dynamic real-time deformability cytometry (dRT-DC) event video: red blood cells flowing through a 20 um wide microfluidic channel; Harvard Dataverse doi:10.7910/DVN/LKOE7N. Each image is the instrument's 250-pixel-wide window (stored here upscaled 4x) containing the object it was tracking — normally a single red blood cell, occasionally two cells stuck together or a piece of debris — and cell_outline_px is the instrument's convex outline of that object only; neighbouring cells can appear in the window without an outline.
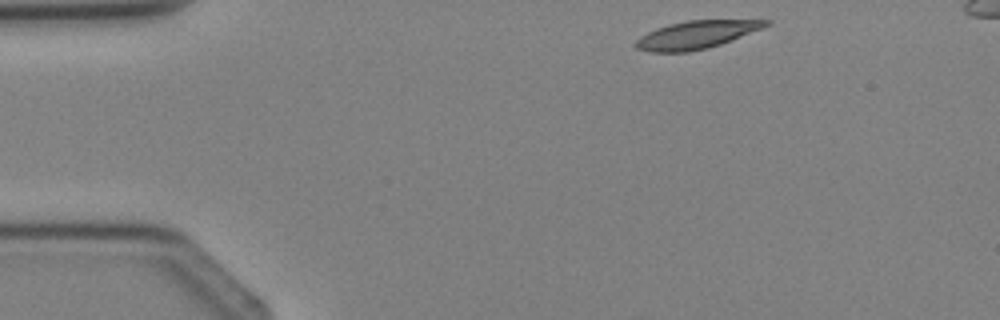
{"species": "Egyptian fruit bat (a non-hibernating species)", "species_latin": "Rousettus aegyptiacus", "temperature_condition": "cold", "stored_images_in_passage": 3, "segment_of_instrument_passage": [1, 2], "camera_frame_rate_fps": 3000, "um_per_image_px": 0.085, "animal": {"sex": "female"}, "frame": {"image": 1, "passage_image": 1, "time_ms": 0.0, "image_size_px": [1000, 320], "cell_outline_px": [[772, 24], [720, 44], [708, 48], [688, 52], [652, 52], [636, 48], [632, 44], [640, 36], [656, 28], [668, 24], [688, 20], [772, 20]], "centroid_in_image_um": [59.15, 2.95], "position_along_channel_um": 25.9, "area_um2": 21.04}}